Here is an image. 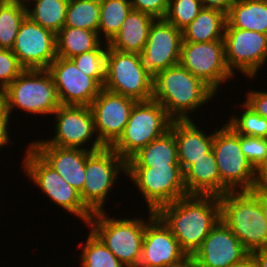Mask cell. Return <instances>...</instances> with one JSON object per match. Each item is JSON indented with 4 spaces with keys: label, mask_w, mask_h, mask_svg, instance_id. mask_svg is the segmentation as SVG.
Instances as JSON below:
<instances>
[{
    "label": "cell",
    "mask_w": 267,
    "mask_h": 267,
    "mask_svg": "<svg viewBox=\"0 0 267 267\" xmlns=\"http://www.w3.org/2000/svg\"><path fill=\"white\" fill-rule=\"evenodd\" d=\"M155 214L191 257L220 220V200L214 195H187L161 206Z\"/></svg>",
    "instance_id": "6da1fadb"
},
{
    "label": "cell",
    "mask_w": 267,
    "mask_h": 267,
    "mask_svg": "<svg viewBox=\"0 0 267 267\" xmlns=\"http://www.w3.org/2000/svg\"><path fill=\"white\" fill-rule=\"evenodd\" d=\"M215 95L208 85L180 64L162 70L153 80V100L159 102L173 120H191L192 114L211 102Z\"/></svg>",
    "instance_id": "7a4b0ae2"
},
{
    "label": "cell",
    "mask_w": 267,
    "mask_h": 267,
    "mask_svg": "<svg viewBox=\"0 0 267 267\" xmlns=\"http://www.w3.org/2000/svg\"><path fill=\"white\" fill-rule=\"evenodd\" d=\"M220 219L249 252L267 249V223L261 194L254 191L227 192L219 197Z\"/></svg>",
    "instance_id": "3957f363"
},
{
    "label": "cell",
    "mask_w": 267,
    "mask_h": 267,
    "mask_svg": "<svg viewBox=\"0 0 267 267\" xmlns=\"http://www.w3.org/2000/svg\"><path fill=\"white\" fill-rule=\"evenodd\" d=\"M1 97L10 122L14 109L51 116L61 105L47 69H25L1 92Z\"/></svg>",
    "instance_id": "277c9868"
},
{
    "label": "cell",
    "mask_w": 267,
    "mask_h": 267,
    "mask_svg": "<svg viewBox=\"0 0 267 267\" xmlns=\"http://www.w3.org/2000/svg\"><path fill=\"white\" fill-rule=\"evenodd\" d=\"M147 213L148 218L118 219L108 216L106 211L97 212L93 213L85 226H88L124 266L138 267L145 225L155 215L153 211Z\"/></svg>",
    "instance_id": "5b68a950"
},
{
    "label": "cell",
    "mask_w": 267,
    "mask_h": 267,
    "mask_svg": "<svg viewBox=\"0 0 267 267\" xmlns=\"http://www.w3.org/2000/svg\"><path fill=\"white\" fill-rule=\"evenodd\" d=\"M172 122L159 102L138 101L122 135L111 148L127 162L141 148L170 130Z\"/></svg>",
    "instance_id": "8992f818"
},
{
    "label": "cell",
    "mask_w": 267,
    "mask_h": 267,
    "mask_svg": "<svg viewBox=\"0 0 267 267\" xmlns=\"http://www.w3.org/2000/svg\"><path fill=\"white\" fill-rule=\"evenodd\" d=\"M21 163L24 175L39 188L43 195L62 210L87 225L93 213L84 205L80 192L68 184L62 176L50 167L29 145Z\"/></svg>",
    "instance_id": "52a82bcc"
},
{
    "label": "cell",
    "mask_w": 267,
    "mask_h": 267,
    "mask_svg": "<svg viewBox=\"0 0 267 267\" xmlns=\"http://www.w3.org/2000/svg\"><path fill=\"white\" fill-rule=\"evenodd\" d=\"M221 127L214 130L212 150L222 184L230 192L254 191L257 171L241 151L239 134L228 123Z\"/></svg>",
    "instance_id": "ba28073f"
},
{
    "label": "cell",
    "mask_w": 267,
    "mask_h": 267,
    "mask_svg": "<svg viewBox=\"0 0 267 267\" xmlns=\"http://www.w3.org/2000/svg\"><path fill=\"white\" fill-rule=\"evenodd\" d=\"M119 173L126 177L127 162L111 147L92 151L85 164V184L80 192L84 205L92 212L104 211L110 190L119 181Z\"/></svg>",
    "instance_id": "9c48e42d"
},
{
    "label": "cell",
    "mask_w": 267,
    "mask_h": 267,
    "mask_svg": "<svg viewBox=\"0 0 267 267\" xmlns=\"http://www.w3.org/2000/svg\"><path fill=\"white\" fill-rule=\"evenodd\" d=\"M126 176L141 193L149 211L187 196L180 165L127 167Z\"/></svg>",
    "instance_id": "30bf717a"
},
{
    "label": "cell",
    "mask_w": 267,
    "mask_h": 267,
    "mask_svg": "<svg viewBox=\"0 0 267 267\" xmlns=\"http://www.w3.org/2000/svg\"><path fill=\"white\" fill-rule=\"evenodd\" d=\"M103 88L136 101L153 99V79L141 67L139 55L120 52L109 46Z\"/></svg>",
    "instance_id": "8fae6325"
},
{
    "label": "cell",
    "mask_w": 267,
    "mask_h": 267,
    "mask_svg": "<svg viewBox=\"0 0 267 267\" xmlns=\"http://www.w3.org/2000/svg\"><path fill=\"white\" fill-rule=\"evenodd\" d=\"M53 115L54 121H56L54 126L55 136H52L53 138L50 140H32L28 145H56L90 151H96L104 147L96 134L90 106L60 105ZM89 141H92L90 147L87 144Z\"/></svg>",
    "instance_id": "7c38bea8"
},
{
    "label": "cell",
    "mask_w": 267,
    "mask_h": 267,
    "mask_svg": "<svg viewBox=\"0 0 267 267\" xmlns=\"http://www.w3.org/2000/svg\"><path fill=\"white\" fill-rule=\"evenodd\" d=\"M179 64L216 94L222 84L236 76L227 66L224 40L199 43L182 40Z\"/></svg>",
    "instance_id": "4fadbf2b"
},
{
    "label": "cell",
    "mask_w": 267,
    "mask_h": 267,
    "mask_svg": "<svg viewBox=\"0 0 267 267\" xmlns=\"http://www.w3.org/2000/svg\"><path fill=\"white\" fill-rule=\"evenodd\" d=\"M224 42L230 71L235 75L240 72L251 80L256 79L259 70L267 64V34L234 28L226 23Z\"/></svg>",
    "instance_id": "5bb4252c"
},
{
    "label": "cell",
    "mask_w": 267,
    "mask_h": 267,
    "mask_svg": "<svg viewBox=\"0 0 267 267\" xmlns=\"http://www.w3.org/2000/svg\"><path fill=\"white\" fill-rule=\"evenodd\" d=\"M182 31L165 19H156L139 58L143 70L154 80L162 70L179 64Z\"/></svg>",
    "instance_id": "9a60e30c"
},
{
    "label": "cell",
    "mask_w": 267,
    "mask_h": 267,
    "mask_svg": "<svg viewBox=\"0 0 267 267\" xmlns=\"http://www.w3.org/2000/svg\"><path fill=\"white\" fill-rule=\"evenodd\" d=\"M137 102L133 98L109 92L104 88L94 98L90 108L96 134L104 147H111L122 135Z\"/></svg>",
    "instance_id": "2e32d148"
},
{
    "label": "cell",
    "mask_w": 267,
    "mask_h": 267,
    "mask_svg": "<svg viewBox=\"0 0 267 267\" xmlns=\"http://www.w3.org/2000/svg\"><path fill=\"white\" fill-rule=\"evenodd\" d=\"M61 105L90 106L103 87L81 72L71 59L57 56L47 68Z\"/></svg>",
    "instance_id": "e0dca14e"
},
{
    "label": "cell",
    "mask_w": 267,
    "mask_h": 267,
    "mask_svg": "<svg viewBox=\"0 0 267 267\" xmlns=\"http://www.w3.org/2000/svg\"><path fill=\"white\" fill-rule=\"evenodd\" d=\"M11 50L25 69H47L57 57L56 34L27 16Z\"/></svg>",
    "instance_id": "ac0fdd59"
},
{
    "label": "cell",
    "mask_w": 267,
    "mask_h": 267,
    "mask_svg": "<svg viewBox=\"0 0 267 267\" xmlns=\"http://www.w3.org/2000/svg\"><path fill=\"white\" fill-rule=\"evenodd\" d=\"M188 258L170 229L155 214L145 225L138 267H180Z\"/></svg>",
    "instance_id": "d6986e66"
},
{
    "label": "cell",
    "mask_w": 267,
    "mask_h": 267,
    "mask_svg": "<svg viewBox=\"0 0 267 267\" xmlns=\"http://www.w3.org/2000/svg\"><path fill=\"white\" fill-rule=\"evenodd\" d=\"M250 253L220 219L191 258L202 267H231Z\"/></svg>",
    "instance_id": "ffe728a7"
},
{
    "label": "cell",
    "mask_w": 267,
    "mask_h": 267,
    "mask_svg": "<svg viewBox=\"0 0 267 267\" xmlns=\"http://www.w3.org/2000/svg\"><path fill=\"white\" fill-rule=\"evenodd\" d=\"M29 146L68 184L79 192L83 190L86 159L92 151L56 145Z\"/></svg>",
    "instance_id": "44dd1931"
},
{
    "label": "cell",
    "mask_w": 267,
    "mask_h": 267,
    "mask_svg": "<svg viewBox=\"0 0 267 267\" xmlns=\"http://www.w3.org/2000/svg\"><path fill=\"white\" fill-rule=\"evenodd\" d=\"M194 121L196 120H173L170 127L175 136L178 160L183 172L195 160L206 157L213 145L214 131L209 135L207 131L197 127Z\"/></svg>",
    "instance_id": "7402d4cb"
},
{
    "label": "cell",
    "mask_w": 267,
    "mask_h": 267,
    "mask_svg": "<svg viewBox=\"0 0 267 267\" xmlns=\"http://www.w3.org/2000/svg\"><path fill=\"white\" fill-rule=\"evenodd\" d=\"M183 181L188 195H214L220 197L230 192L221 182L212 149L206 154V157L195 160L183 172Z\"/></svg>",
    "instance_id": "603a6c76"
},
{
    "label": "cell",
    "mask_w": 267,
    "mask_h": 267,
    "mask_svg": "<svg viewBox=\"0 0 267 267\" xmlns=\"http://www.w3.org/2000/svg\"><path fill=\"white\" fill-rule=\"evenodd\" d=\"M155 20L156 18L147 13L132 9L108 46L120 52L139 54L145 47Z\"/></svg>",
    "instance_id": "cb8c5ba5"
},
{
    "label": "cell",
    "mask_w": 267,
    "mask_h": 267,
    "mask_svg": "<svg viewBox=\"0 0 267 267\" xmlns=\"http://www.w3.org/2000/svg\"><path fill=\"white\" fill-rule=\"evenodd\" d=\"M167 165H180L175 136L171 130L148 143L127 161V167Z\"/></svg>",
    "instance_id": "d4e9b609"
},
{
    "label": "cell",
    "mask_w": 267,
    "mask_h": 267,
    "mask_svg": "<svg viewBox=\"0 0 267 267\" xmlns=\"http://www.w3.org/2000/svg\"><path fill=\"white\" fill-rule=\"evenodd\" d=\"M227 14L222 11L204 8L182 31L184 42H210L224 40Z\"/></svg>",
    "instance_id": "484cf974"
},
{
    "label": "cell",
    "mask_w": 267,
    "mask_h": 267,
    "mask_svg": "<svg viewBox=\"0 0 267 267\" xmlns=\"http://www.w3.org/2000/svg\"><path fill=\"white\" fill-rule=\"evenodd\" d=\"M227 23L267 34V0H236L227 14Z\"/></svg>",
    "instance_id": "4316f807"
},
{
    "label": "cell",
    "mask_w": 267,
    "mask_h": 267,
    "mask_svg": "<svg viewBox=\"0 0 267 267\" xmlns=\"http://www.w3.org/2000/svg\"><path fill=\"white\" fill-rule=\"evenodd\" d=\"M101 43L102 40L95 31L64 26L56 34V54L70 59L96 49Z\"/></svg>",
    "instance_id": "83f0119b"
},
{
    "label": "cell",
    "mask_w": 267,
    "mask_h": 267,
    "mask_svg": "<svg viewBox=\"0 0 267 267\" xmlns=\"http://www.w3.org/2000/svg\"><path fill=\"white\" fill-rule=\"evenodd\" d=\"M27 16L35 23L57 34L65 24L69 0H24ZM31 4V6L29 5ZM33 4V5H32Z\"/></svg>",
    "instance_id": "f1b7e54d"
},
{
    "label": "cell",
    "mask_w": 267,
    "mask_h": 267,
    "mask_svg": "<svg viewBox=\"0 0 267 267\" xmlns=\"http://www.w3.org/2000/svg\"><path fill=\"white\" fill-rule=\"evenodd\" d=\"M26 17L24 0L0 1V48H13L22 21Z\"/></svg>",
    "instance_id": "f546056e"
},
{
    "label": "cell",
    "mask_w": 267,
    "mask_h": 267,
    "mask_svg": "<svg viewBox=\"0 0 267 267\" xmlns=\"http://www.w3.org/2000/svg\"><path fill=\"white\" fill-rule=\"evenodd\" d=\"M131 10L129 0H100L98 34L103 42L109 43L114 38Z\"/></svg>",
    "instance_id": "4dcf8cb0"
},
{
    "label": "cell",
    "mask_w": 267,
    "mask_h": 267,
    "mask_svg": "<svg viewBox=\"0 0 267 267\" xmlns=\"http://www.w3.org/2000/svg\"><path fill=\"white\" fill-rule=\"evenodd\" d=\"M100 0H69L64 26L98 33Z\"/></svg>",
    "instance_id": "1f68e13d"
},
{
    "label": "cell",
    "mask_w": 267,
    "mask_h": 267,
    "mask_svg": "<svg viewBox=\"0 0 267 267\" xmlns=\"http://www.w3.org/2000/svg\"><path fill=\"white\" fill-rule=\"evenodd\" d=\"M80 252V267H126L90 230Z\"/></svg>",
    "instance_id": "d6a6232c"
},
{
    "label": "cell",
    "mask_w": 267,
    "mask_h": 267,
    "mask_svg": "<svg viewBox=\"0 0 267 267\" xmlns=\"http://www.w3.org/2000/svg\"><path fill=\"white\" fill-rule=\"evenodd\" d=\"M107 53L108 43L102 42L96 49L76 55L70 59L81 72L93 77L103 87L106 77Z\"/></svg>",
    "instance_id": "836d02e7"
},
{
    "label": "cell",
    "mask_w": 267,
    "mask_h": 267,
    "mask_svg": "<svg viewBox=\"0 0 267 267\" xmlns=\"http://www.w3.org/2000/svg\"><path fill=\"white\" fill-rule=\"evenodd\" d=\"M240 108H242L240 116L233 113L226 122L238 134L267 138V119L254 112L244 102Z\"/></svg>",
    "instance_id": "e575fe53"
},
{
    "label": "cell",
    "mask_w": 267,
    "mask_h": 267,
    "mask_svg": "<svg viewBox=\"0 0 267 267\" xmlns=\"http://www.w3.org/2000/svg\"><path fill=\"white\" fill-rule=\"evenodd\" d=\"M202 9L201 0H169L164 19L183 31Z\"/></svg>",
    "instance_id": "d590c367"
},
{
    "label": "cell",
    "mask_w": 267,
    "mask_h": 267,
    "mask_svg": "<svg viewBox=\"0 0 267 267\" xmlns=\"http://www.w3.org/2000/svg\"><path fill=\"white\" fill-rule=\"evenodd\" d=\"M241 151L258 172L267 164V138L239 134Z\"/></svg>",
    "instance_id": "8d00e7d4"
},
{
    "label": "cell",
    "mask_w": 267,
    "mask_h": 267,
    "mask_svg": "<svg viewBox=\"0 0 267 267\" xmlns=\"http://www.w3.org/2000/svg\"><path fill=\"white\" fill-rule=\"evenodd\" d=\"M24 70L11 49L0 48V93Z\"/></svg>",
    "instance_id": "74e56055"
},
{
    "label": "cell",
    "mask_w": 267,
    "mask_h": 267,
    "mask_svg": "<svg viewBox=\"0 0 267 267\" xmlns=\"http://www.w3.org/2000/svg\"><path fill=\"white\" fill-rule=\"evenodd\" d=\"M132 9L147 13L156 19H164L169 0H129Z\"/></svg>",
    "instance_id": "f35d334b"
},
{
    "label": "cell",
    "mask_w": 267,
    "mask_h": 267,
    "mask_svg": "<svg viewBox=\"0 0 267 267\" xmlns=\"http://www.w3.org/2000/svg\"><path fill=\"white\" fill-rule=\"evenodd\" d=\"M243 101L254 112L267 119V91L249 90Z\"/></svg>",
    "instance_id": "ab89813d"
},
{
    "label": "cell",
    "mask_w": 267,
    "mask_h": 267,
    "mask_svg": "<svg viewBox=\"0 0 267 267\" xmlns=\"http://www.w3.org/2000/svg\"><path fill=\"white\" fill-rule=\"evenodd\" d=\"M9 119H8V116H7V113L5 111V108H4V105H3V102H2V97H1V93H0V150L2 148V151H3V147L6 145L8 146V144L10 143V146H11V140L10 139V134L9 131V126H10V123H9ZM1 152V151H0Z\"/></svg>",
    "instance_id": "60d3db41"
},
{
    "label": "cell",
    "mask_w": 267,
    "mask_h": 267,
    "mask_svg": "<svg viewBox=\"0 0 267 267\" xmlns=\"http://www.w3.org/2000/svg\"><path fill=\"white\" fill-rule=\"evenodd\" d=\"M236 0H201L204 8L216 9L228 14Z\"/></svg>",
    "instance_id": "b9f144b4"
},
{
    "label": "cell",
    "mask_w": 267,
    "mask_h": 267,
    "mask_svg": "<svg viewBox=\"0 0 267 267\" xmlns=\"http://www.w3.org/2000/svg\"><path fill=\"white\" fill-rule=\"evenodd\" d=\"M255 191L267 196V164L257 172V184Z\"/></svg>",
    "instance_id": "7bdbcfd3"
},
{
    "label": "cell",
    "mask_w": 267,
    "mask_h": 267,
    "mask_svg": "<svg viewBox=\"0 0 267 267\" xmlns=\"http://www.w3.org/2000/svg\"><path fill=\"white\" fill-rule=\"evenodd\" d=\"M250 255L254 258L258 267H267V249H260L251 252Z\"/></svg>",
    "instance_id": "ee69618b"
},
{
    "label": "cell",
    "mask_w": 267,
    "mask_h": 267,
    "mask_svg": "<svg viewBox=\"0 0 267 267\" xmlns=\"http://www.w3.org/2000/svg\"><path fill=\"white\" fill-rule=\"evenodd\" d=\"M231 267H258V265L255 262L254 258L249 255L242 262L237 263Z\"/></svg>",
    "instance_id": "f6af8a7d"
},
{
    "label": "cell",
    "mask_w": 267,
    "mask_h": 267,
    "mask_svg": "<svg viewBox=\"0 0 267 267\" xmlns=\"http://www.w3.org/2000/svg\"><path fill=\"white\" fill-rule=\"evenodd\" d=\"M261 207L263 216L265 217L267 223V196L263 194H261Z\"/></svg>",
    "instance_id": "bcb514c9"
},
{
    "label": "cell",
    "mask_w": 267,
    "mask_h": 267,
    "mask_svg": "<svg viewBox=\"0 0 267 267\" xmlns=\"http://www.w3.org/2000/svg\"><path fill=\"white\" fill-rule=\"evenodd\" d=\"M181 267H202L197 262H195L191 257H189Z\"/></svg>",
    "instance_id": "7dc6e473"
}]
</instances>
